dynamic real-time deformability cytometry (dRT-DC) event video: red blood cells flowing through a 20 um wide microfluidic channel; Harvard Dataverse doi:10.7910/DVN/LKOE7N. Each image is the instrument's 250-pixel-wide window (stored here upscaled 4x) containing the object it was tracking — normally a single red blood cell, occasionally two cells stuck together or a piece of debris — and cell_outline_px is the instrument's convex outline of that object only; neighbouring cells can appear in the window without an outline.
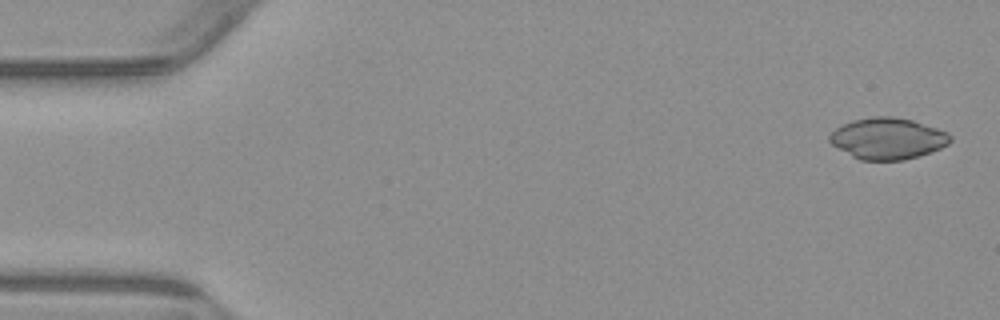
{"species": "common noctule bat (a hibernating species)", "species_latin": "Nyctalus noctula", "temperature_condition": "warm", "stored_images_in_passage": 53, "camera_frame_rate_fps": 3000, "um_per_image_px": 0.085, "animal": {"sex": "male", "body_mass_g": 23.1, "forearm_length_mm": 52.7}, "frame": {"image": 1, "passage_image": 2, "time_ms": 0.333, "image_size_px": [1000, 320], "cell_outline_px": [[952, 140], [948, 144], [940, 148], [904, 160], [860, 160], [852, 156], [832, 144], [828, 140], [828, 136], [836, 128], [852, 120], [876, 116], [892, 116], [912, 120], [948, 132], [952, 136]], "centroid_in_image_um": [75.45, 11.77], "position_along_channel_um": 9.5, "area_um2": 28.84}}